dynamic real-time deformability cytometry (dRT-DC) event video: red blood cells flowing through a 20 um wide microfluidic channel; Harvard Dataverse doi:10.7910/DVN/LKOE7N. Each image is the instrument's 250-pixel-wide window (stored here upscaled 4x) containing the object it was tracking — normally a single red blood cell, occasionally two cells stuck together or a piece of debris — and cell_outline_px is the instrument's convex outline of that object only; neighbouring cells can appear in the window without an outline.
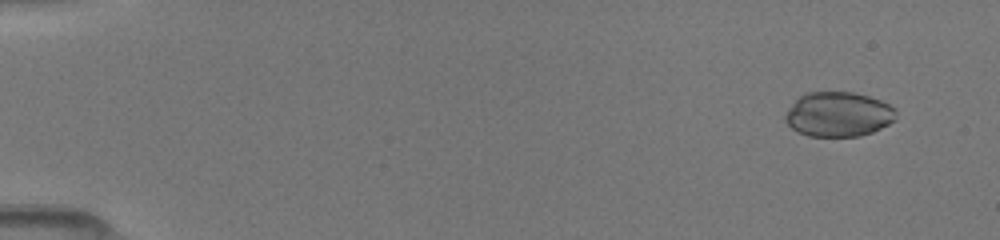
{"species": "common noctule bat (a hibernating species)", "species_latin": "Nyctalus noctula", "temperature_condition": "room temperature", "stored_images_in_passage": 38, "camera_frame_rate_fps": 3000, "um_per_image_px": 0.085, "animal": {"sex": "female", "body_mass_g": 19.5, "forearm_length_mm": 54.1}, "frame": {"image": 1, "passage_image": 1, "time_ms": 0.0, "image_size_px": [1000, 240], "cell_outline_px": [[896, 120], [872, 132], [860, 136], [808, 136], [792, 128], [784, 120], [784, 116], [788, 108], [800, 96], [808, 92], [852, 92], [868, 96], [880, 100], [896, 108]], "centroid_in_image_um": [71.27, 9.71], "position_along_channel_um": 13.7, "area_um2": 28.84}}
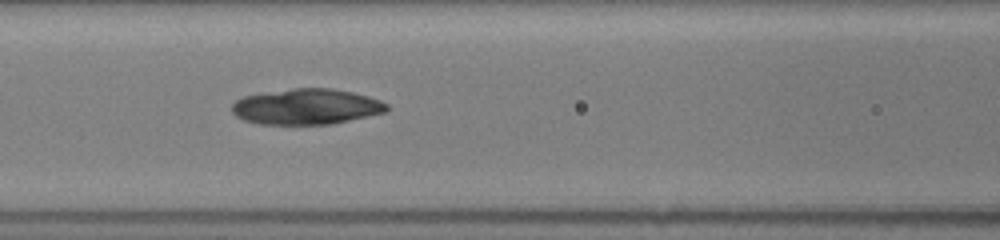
{"frame": {"image": 2, "passage_image": 21, "time_ms": 6.333, "image_size_px": [1000, 240], "cell_outline_px": [[388, 112], [332, 124], [256, 124], [244, 120], [236, 116], [232, 112], [232, 104], [236, 100], [244, 96], [264, 92], [292, 88], [332, 88], [352, 92], [368, 96], [380, 100], [388, 104]], "centroid_in_image_um": [26.06, 9.07], "position_along_channel_um": 140.5, "area_um2": 32.43}}
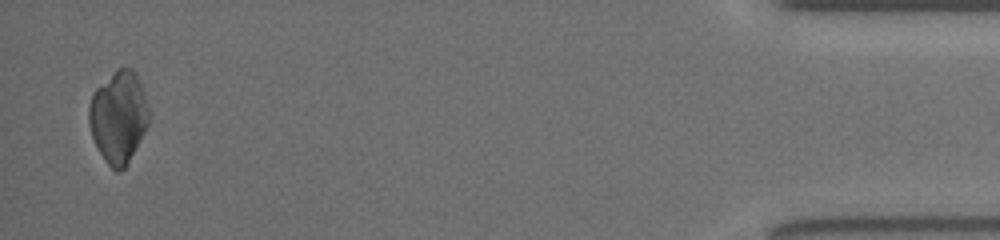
{"frame": {"image": 3, "passage_image": 38, "time_ms": 15.0, "image_size_px": [1000, 240], "cell_outline_px": [[148, 124], [128, 164], [120, 172], [116, 172], [104, 160], [92, 136], [88, 124], [88, 108], [92, 92], [116, 68], [132, 68], [136, 72], [144, 92], [148, 104]], "centroid_in_image_um": [10.06, 9.93], "position_along_channel_um": 425.1, "area_um2": 32.25}}